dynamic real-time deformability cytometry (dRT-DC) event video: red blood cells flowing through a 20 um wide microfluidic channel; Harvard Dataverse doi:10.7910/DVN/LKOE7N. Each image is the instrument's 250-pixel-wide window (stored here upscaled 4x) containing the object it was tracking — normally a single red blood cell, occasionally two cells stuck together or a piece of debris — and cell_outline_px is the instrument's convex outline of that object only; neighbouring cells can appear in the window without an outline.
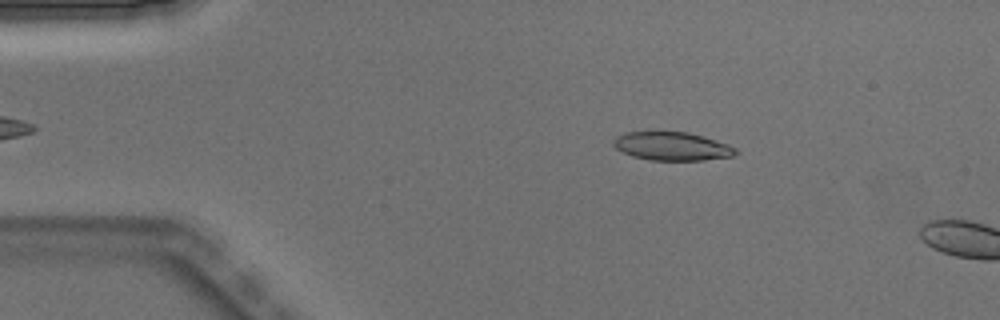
{"species": "Egyptian fruit bat (a non-hibernating species)", "species_latin": "Rousettus aegyptiacus", "temperature_condition": "warm", "stored_images_in_passage": 3, "camera_frame_rate_fps": 3000, "um_per_image_px": 0.085, "animal": {"sex": "male"}, "frame": {"image": 1, "passage_image": 2, "time_ms": 0.333, "image_size_px": [1000, 320], "cell_outline_px": [[740, 152], [736, 156], [704, 160], [648, 160], [632, 156], [616, 148], [612, 144], [612, 140], [616, 136], [624, 132], [688, 132], [704, 136], [728, 144], [736, 148]], "centroid_in_image_um": [57.15, 12.43], "position_along_channel_um": 27.8, "area_um2": 20.46}}